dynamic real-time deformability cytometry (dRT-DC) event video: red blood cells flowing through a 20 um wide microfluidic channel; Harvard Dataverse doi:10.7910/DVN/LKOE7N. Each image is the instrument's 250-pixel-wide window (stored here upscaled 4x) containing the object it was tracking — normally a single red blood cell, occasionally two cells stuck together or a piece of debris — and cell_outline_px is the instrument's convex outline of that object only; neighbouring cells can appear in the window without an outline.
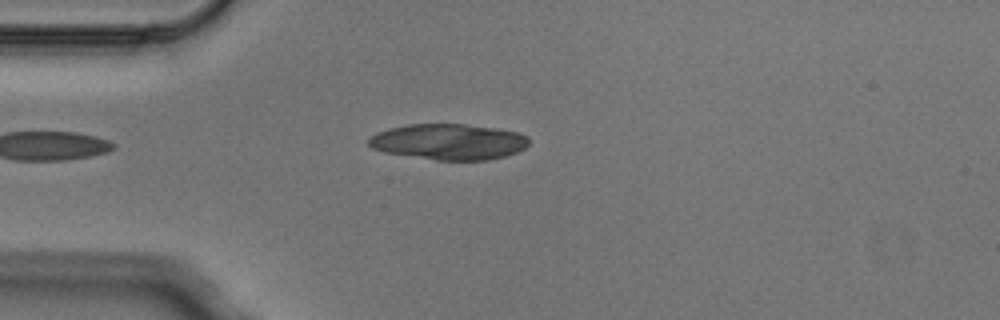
{"species": "Egyptian fruit bat (a non-hibernating species)", "species_latin": "Rousettus aegyptiacus", "temperature_condition": "cold", "stored_images_in_passage": 2, "camera_frame_rate_fps": 3000, "um_per_image_px": 0.085, "animal": {"sex": "male"}, "frame": {"image": 1, "passage_image": 1, "time_ms": 0.0, "image_size_px": [1000, 320], "cell_outline_px": [[528, 144], [524, 148], [516, 152], [504, 156], [488, 160], [436, 160], [384, 152], [372, 148], [368, 144], [368, 140], [376, 132], [388, 128], [408, 124], [464, 124], [496, 128], [520, 132], [528, 136]], "centroid_in_image_um": [38.14, 12.04], "position_along_channel_um": 46.9, "area_um2": 33.52}}